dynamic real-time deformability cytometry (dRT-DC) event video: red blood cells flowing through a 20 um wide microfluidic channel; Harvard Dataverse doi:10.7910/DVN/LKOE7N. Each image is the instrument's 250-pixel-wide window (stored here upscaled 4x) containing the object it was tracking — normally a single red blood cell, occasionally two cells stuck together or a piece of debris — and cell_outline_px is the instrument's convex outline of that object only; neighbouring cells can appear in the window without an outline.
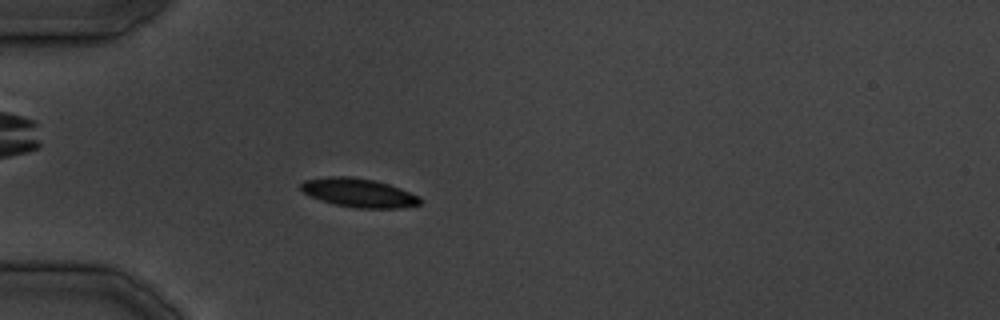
{"species": "common noctule bat (a hibernating species)", "species_latin": "Nyctalus noctula", "temperature_condition": "cold", "stored_images_in_passage": 15, "camera_frame_rate_fps": 3000, "um_per_image_px": 0.085, "animal": {"sex": "male", "body_mass_g": 19.5, "forearm_length_mm": 54.6}, "frame": {"image": 1, "passage_image": 3, "time_ms": 2.333, "image_size_px": [1000, 320], "cell_outline_px": [[424, 200], [420, 204], [400, 208], [356, 208], [336, 204], [320, 200], [304, 192], [300, 188], [300, 184], [304, 180], [328, 176], [352, 176], [372, 180], [388, 184], [400, 188], [420, 196]], "centroid_in_image_um": [30.52, 16.38], "position_along_channel_um": 54.5, "area_um2": 20.0}}
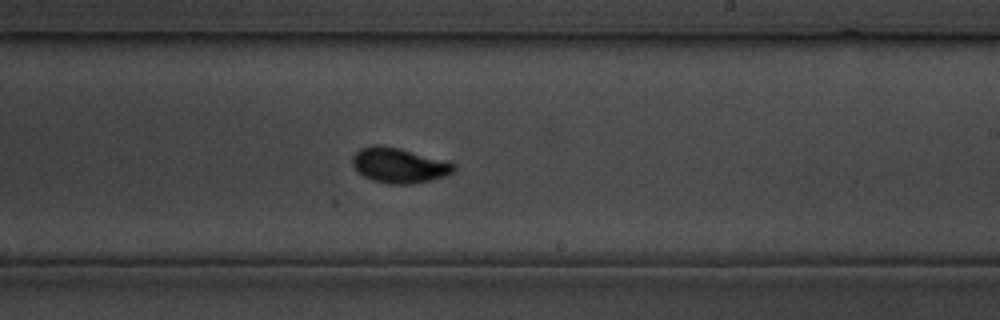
{"frame": {"image": 2, "passage_image": 15, "time_ms": 16.667, "image_size_px": [1000, 320], "cell_outline_px": [[456, 168], [452, 172], [444, 176], [412, 184], [388, 184], [372, 180], [364, 176], [352, 164], [352, 156], [360, 148], [372, 144], [380, 144], [448, 160], [456, 164]], "centroid_in_image_um": [33.92, 14.04], "position_along_channel_um": 255.1, "area_um2": 20.75}}